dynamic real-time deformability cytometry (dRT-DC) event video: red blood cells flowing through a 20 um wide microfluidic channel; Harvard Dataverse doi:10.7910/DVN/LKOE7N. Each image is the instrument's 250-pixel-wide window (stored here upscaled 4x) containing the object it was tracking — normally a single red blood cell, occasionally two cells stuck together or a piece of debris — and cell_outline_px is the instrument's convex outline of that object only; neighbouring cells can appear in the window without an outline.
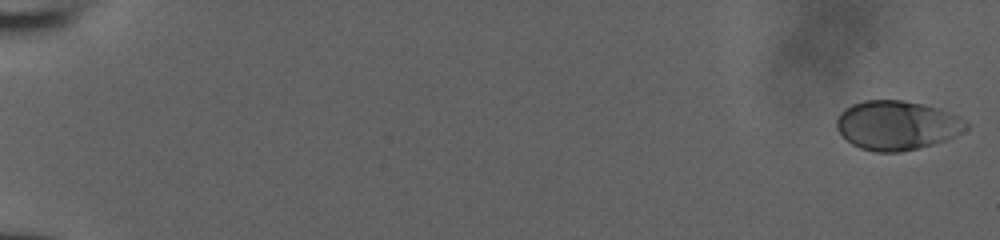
{"species": "human", "species_latin": "Homo sapiens", "temperature_condition": "room temperature", "stored_images_in_passage": 52, "camera_frame_rate_fps": 3000, "um_per_image_px": 0.085, "donor": {"sex": "male"}, "frame": {"image": 1, "passage_image": 1, "time_ms": 0.0, "image_size_px": [1000, 240], "cell_outline_px": [[968, 128], [944, 140], [932, 144], [900, 152], [876, 152], [860, 148], [852, 144], [836, 128], [836, 120], [840, 112], [844, 108], [852, 104], [864, 100], [900, 100], [920, 104], [936, 108], [948, 112], [956, 116], [968, 124]], "centroid_in_image_um": [76.17, 10.65], "position_along_channel_um": 8.8, "area_um2": 36.59}}
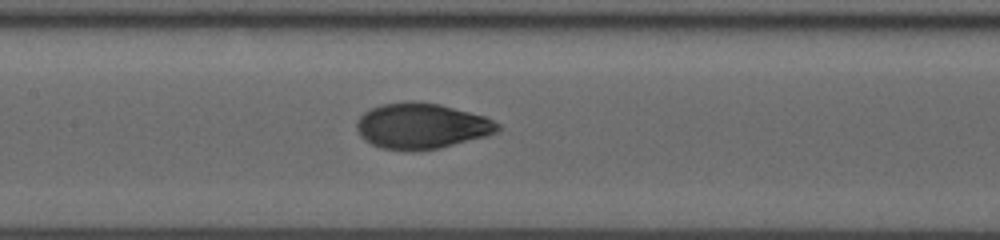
{"frame": {"image": 2, "passage_image": 28, "time_ms": 9.0, "image_size_px": [1000, 240], "cell_outline_px": [[500, 132], [440, 148], [420, 152], [404, 152], [380, 148], [364, 140], [360, 136], [356, 128], [356, 120], [364, 112], [380, 104], [404, 100], [412, 100], [440, 104], [484, 116], [500, 124]], "centroid_in_image_um": [35.8, 10.72], "position_along_channel_um": 171.6, "area_um2": 38.26}}
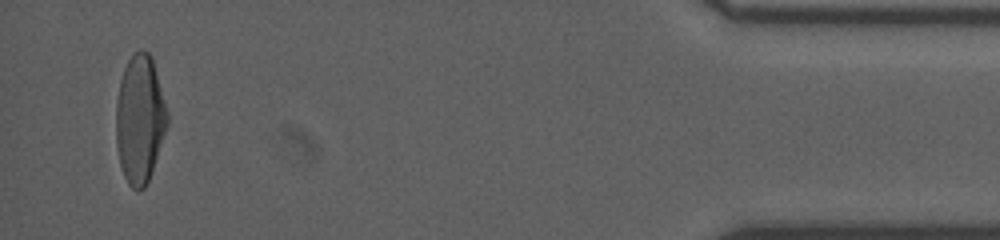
{"frame": {"image": 3, "passage_image": 51, "time_ms": 16.667, "image_size_px": [1000, 240], "cell_outline_px": [[168, 124], [148, 180], [144, 188], [136, 192], [128, 184], [124, 176], [120, 164], [116, 144], [116, 104], [120, 80], [124, 68], [132, 52], [140, 48], [148, 52], [152, 56], [168, 112]], "centroid_in_image_um": [11.88, 10.09], "position_along_channel_um": 423.3, "area_um2": 38.38}}